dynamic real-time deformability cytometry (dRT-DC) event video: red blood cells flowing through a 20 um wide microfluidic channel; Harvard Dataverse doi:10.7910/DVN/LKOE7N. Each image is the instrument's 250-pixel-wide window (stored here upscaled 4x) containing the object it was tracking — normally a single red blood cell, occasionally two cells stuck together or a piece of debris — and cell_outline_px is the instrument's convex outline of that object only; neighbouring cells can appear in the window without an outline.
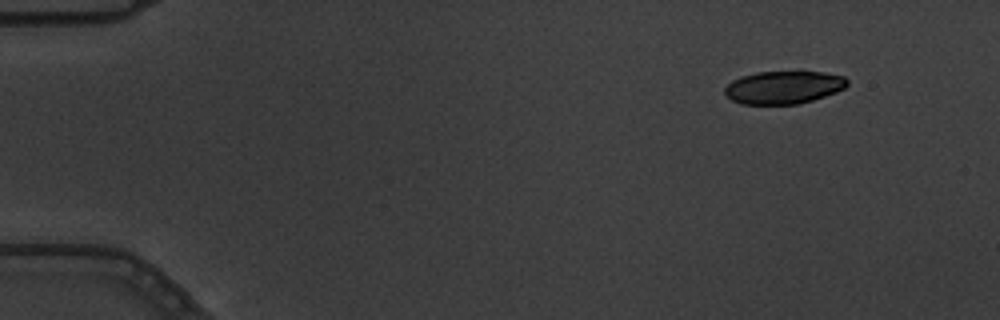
{"species": "common noctule bat (a hibernating species)", "species_latin": "Nyctalus noctula", "temperature_condition": "warm", "stored_images_in_passage": 5, "segment_of_instrument_passage": [1, 2], "camera_frame_rate_fps": 3000, "um_per_image_px": 0.085, "animal": {"sex": "male", "body_mass_g": 19.5, "forearm_length_mm": 54.6}, "frame": {"image": 1, "passage_image": 1, "time_ms": 0.0, "image_size_px": [1000, 320], "cell_outline_px": [[848, 84], [844, 88], [836, 92], [812, 100], [796, 104], [740, 104], [724, 96], [724, 88], [732, 80], [740, 76], [756, 72], [824, 72], [844, 76], [848, 80]], "centroid_in_image_um": [66.57, 7.42], "position_along_channel_um": 18.4, "area_um2": 23.52}}
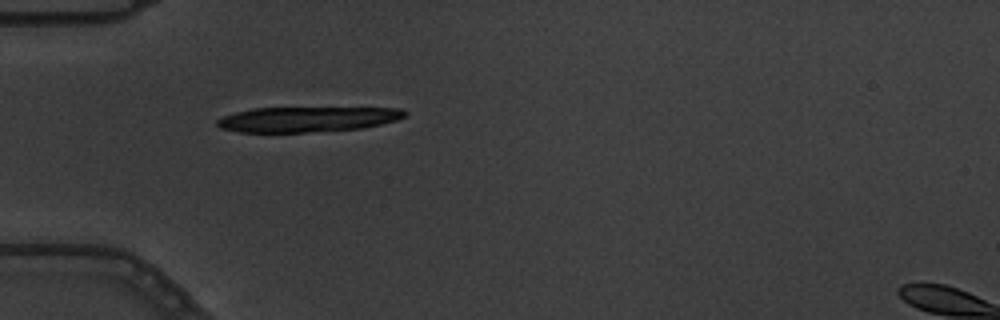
{"frame": {"image": 2, "passage_image": 4, "time_ms": 1.0, "image_size_px": [1000, 320], "cell_outline_px": [[408, 112], [404, 116], [396, 120], [364, 128], [304, 132], [240, 132], [220, 128], [216, 124], [216, 120], [224, 116], [236, 112], [252, 108], [404, 108]], "centroid_in_image_um": [26.11, 10.13], "position_along_channel_um": 58.9, "area_um2": 27.4}}